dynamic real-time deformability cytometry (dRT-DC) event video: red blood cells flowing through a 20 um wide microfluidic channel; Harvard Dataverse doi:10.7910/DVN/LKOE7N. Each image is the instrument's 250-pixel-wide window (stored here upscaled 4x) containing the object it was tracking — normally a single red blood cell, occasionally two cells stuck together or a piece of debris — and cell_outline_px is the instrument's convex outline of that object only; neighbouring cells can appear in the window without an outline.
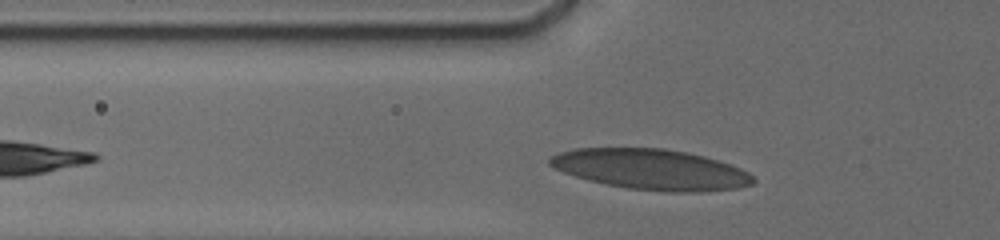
{"species": "human", "species_latin": "Homo sapiens", "temperature_condition": "cold", "stored_images_in_passage": 26, "camera_frame_rate_fps": 3000, "um_per_image_px": 0.085, "donor": {"sex": "male"}, "frame": {"image": 1, "passage_image": 3, "time_ms": 0.667, "image_size_px": [1000, 240], "cell_outline_px": [[756, 180], [752, 184], [736, 188], [700, 192], [664, 192], [628, 188], [588, 180], [564, 172], [548, 164], [548, 156], [560, 152], [576, 148], [664, 148], [688, 152], [704, 156], [740, 168], [748, 172]], "centroid_in_image_um": [55.34, 14.39], "position_along_channel_um": 70.5, "area_um2": 47.92}}
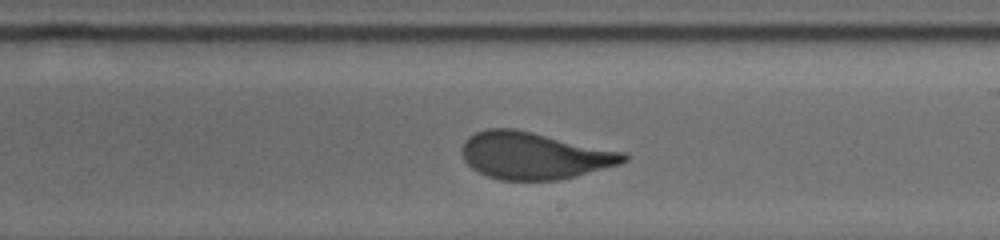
{"frame": {"image": 2, "passage_image": 15, "time_ms": 5.333, "image_size_px": [1000, 240], "cell_outline_px": [[628, 160], [620, 164], [576, 176], [560, 180], [500, 180], [488, 176], [472, 168], [464, 160], [460, 152], [464, 140], [476, 132], [488, 128], [512, 128], [532, 132], [624, 152], [628, 156]], "centroid_in_image_um": [45.38, 13.23], "position_along_channel_um": 243.6, "area_um2": 44.22}}
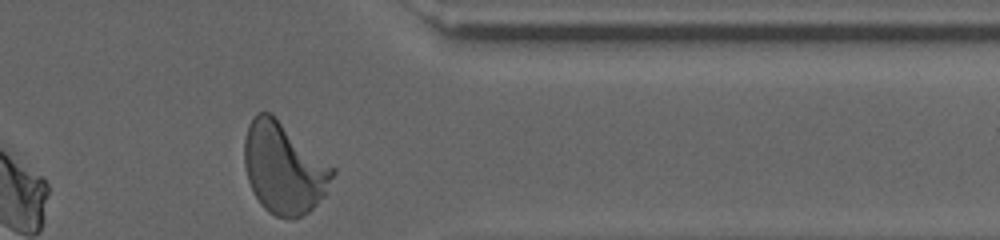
{"frame": {"image": 3, "passage_image": 25, "time_ms": 9.333, "image_size_px": [1000, 240], "cell_outline_px": [[336, 172], [324, 196], [308, 212], [292, 220], [276, 216], [268, 212], [260, 204], [248, 180], [244, 164], [244, 140], [248, 124], [256, 112], [272, 112], [336, 168]], "centroid_in_image_um": [24.14, 14.26], "position_along_channel_um": 387.3, "area_um2": 47.4}, "authors_computed_cell_mechanics": {"area_um2": 44.4771, "velocity_mm_per_s": 3.7469, "shape_relaxation_time_tau1_ms": 4.5891, "shape_relaxation_time_tau2_ms": null, "deformation_change_tau1": 0.1861, "deformation_change_tau2": null}}